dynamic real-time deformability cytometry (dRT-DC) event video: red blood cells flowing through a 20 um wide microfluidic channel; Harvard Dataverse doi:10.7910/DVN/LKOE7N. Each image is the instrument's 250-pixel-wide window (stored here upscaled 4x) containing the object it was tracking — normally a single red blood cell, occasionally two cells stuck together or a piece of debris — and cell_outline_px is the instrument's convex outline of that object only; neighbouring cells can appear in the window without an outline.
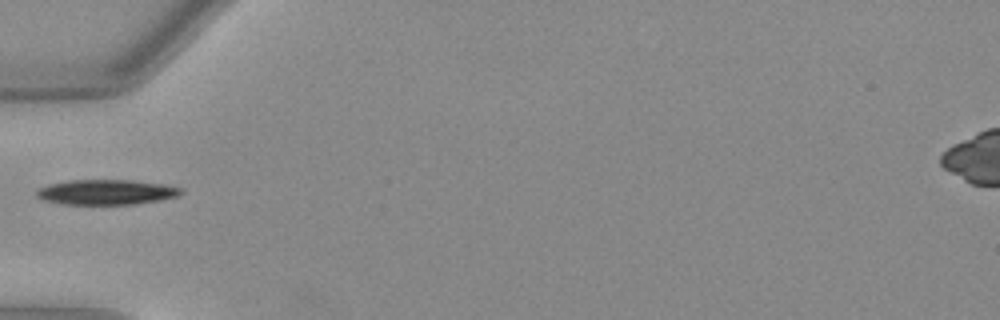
{"species": "Egyptian fruit bat (a non-hibernating species)", "species_latin": "Rousettus aegyptiacus", "temperature_condition": "warm", "stored_images_in_passage": 16, "camera_frame_rate_fps": 3000, "um_per_image_px": 0.085, "animal": {"sex": "female"}, "frame": {"image": 1, "passage_image": 1, "time_ms": 0.0, "image_size_px": [1000, 320], "cell_outline_px": [[184, 192], [176, 196], [160, 200], [136, 204], [64, 204], [44, 200], [36, 196], [36, 192], [40, 188], [48, 184], [68, 180], [132, 180], [164, 184], [180, 188]], "centroid_in_image_um": [9.03, 16.32], "position_along_channel_um": 76.0, "area_um2": 21.04}}
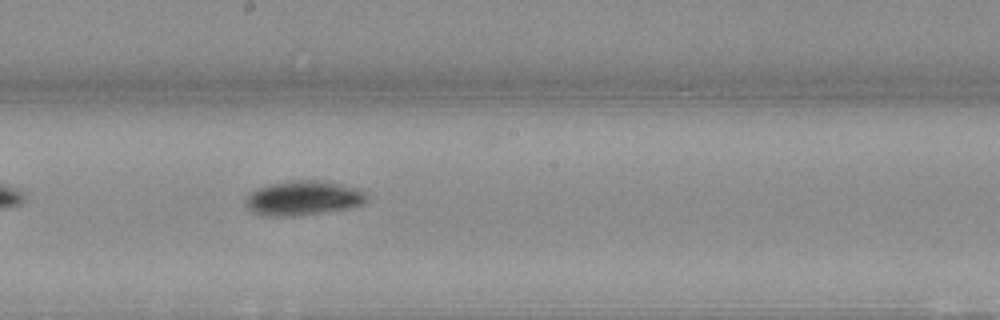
{"frame": {"image": 2, "passage_image": 12, "time_ms": 3.667, "image_size_px": [1000, 320], "cell_outline_px": [[368, 200], [360, 204], [348, 208], [292, 216], [276, 216], [252, 212], [244, 204], [244, 200], [256, 188], [268, 184], [288, 180], [328, 180], [356, 188], [364, 192], [368, 196]], "centroid_in_image_um": [25.76, 16.8], "position_along_channel_um": 222.4, "area_um2": 24.33}}